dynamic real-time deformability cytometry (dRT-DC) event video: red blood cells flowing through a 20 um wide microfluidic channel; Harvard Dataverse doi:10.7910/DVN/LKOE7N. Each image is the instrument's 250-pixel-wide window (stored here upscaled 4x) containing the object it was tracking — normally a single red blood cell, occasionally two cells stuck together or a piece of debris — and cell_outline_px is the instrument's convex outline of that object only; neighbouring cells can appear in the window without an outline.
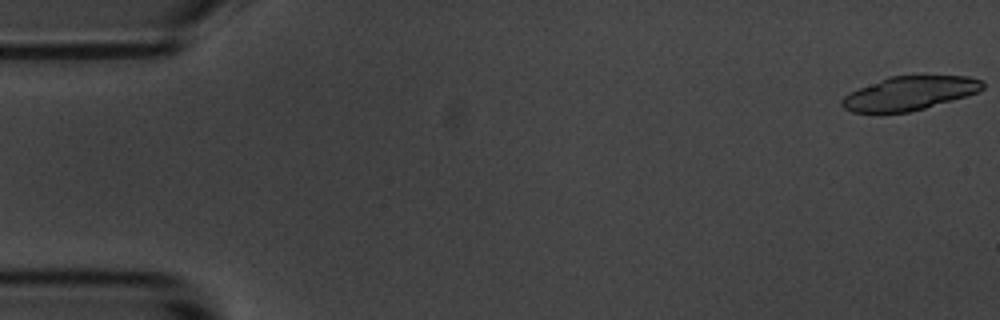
{"species": "common noctule bat (a hibernating species)", "species_latin": "Nyctalus noctula", "temperature_condition": "room temperature", "stored_images_in_passage": 5, "camera_frame_rate_fps": 3000, "um_per_image_px": 0.085, "animal": {"sex": "male", "body_mass_g": 20.1, "forearm_length_mm": 53.5}, "frame": {"image": 1, "passage_image": 1, "time_ms": 0.0, "image_size_px": [1000, 320], "cell_outline_px": [[984, 88], [980, 92], [924, 108], [908, 112], [880, 116], [852, 112], [844, 108], [840, 104], [840, 100], [844, 96], [860, 88], [888, 76], [968, 76], [984, 80]], "centroid_in_image_um": [77.27, 7.97], "position_along_channel_um": 7.7, "area_um2": 28.32}}